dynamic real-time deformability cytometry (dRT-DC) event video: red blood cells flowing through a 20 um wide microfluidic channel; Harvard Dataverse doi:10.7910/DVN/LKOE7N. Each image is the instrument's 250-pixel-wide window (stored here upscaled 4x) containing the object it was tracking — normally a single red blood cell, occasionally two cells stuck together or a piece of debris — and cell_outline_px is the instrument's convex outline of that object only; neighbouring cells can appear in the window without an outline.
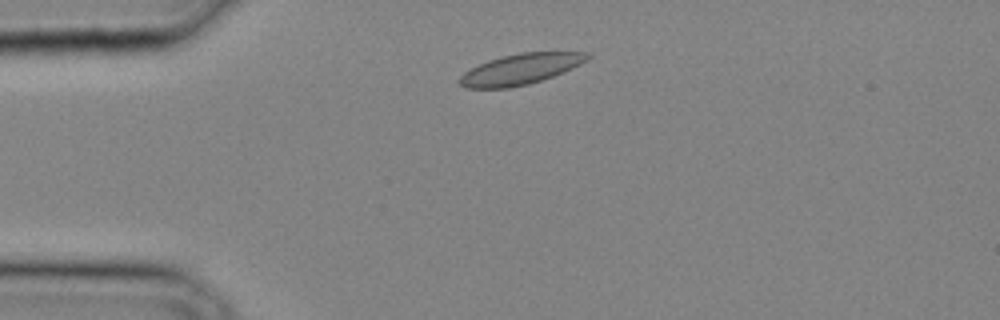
{"species": "common noctule bat (a hibernating species)", "species_latin": "Nyctalus noctula", "temperature_condition": "cold", "stored_images_in_passage": 3, "camera_frame_rate_fps": 3000, "um_per_image_px": 0.085, "animal": {"sex": "male", "body_mass_g": 20.4}, "frame": {"image": 1, "passage_image": 1, "time_ms": 0.0, "image_size_px": [1000, 320], "cell_outline_px": [[592, 56], [588, 60], [564, 72], [528, 84], [508, 88], [464, 88], [460, 84], [460, 76], [464, 72], [488, 60], [500, 56], [520, 52], [588, 52]], "centroid_in_image_um": [44.26, 5.87], "position_along_channel_um": 40.7, "area_um2": 22.77}}